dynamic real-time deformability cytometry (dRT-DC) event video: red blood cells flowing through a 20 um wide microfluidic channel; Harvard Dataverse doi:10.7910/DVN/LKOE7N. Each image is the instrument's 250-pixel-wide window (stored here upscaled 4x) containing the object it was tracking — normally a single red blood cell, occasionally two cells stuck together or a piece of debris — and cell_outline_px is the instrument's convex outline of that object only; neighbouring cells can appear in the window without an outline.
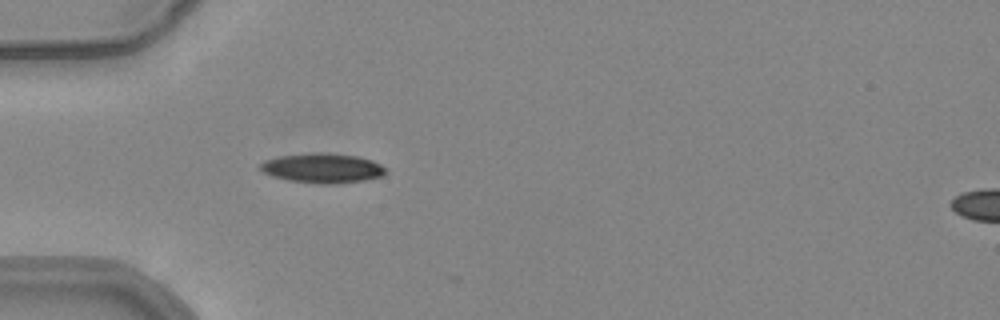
{"species": "common noctule bat (a hibernating species)", "species_latin": "Nyctalus noctula", "temperature_condition": "warm", "stored_images_in_passage": 4, "camera_frame_rate_fps": 3000, "um_per_image_px": 0.085, "animal": {"sex": "female", "body_mass_g": 24.6, "forearm_length_mm": 56.2}, "frame": {"image": 1, "passage_image": 1, "time_ms": 0.0, "image_size_px": [1000, 320], "cell_outline_px": [[388, 172], [384, 176], [364, 180], [336, 184], [320, 184], [288, 180], [272, 176], [256, 168], [264, 160], [280, 156], [312, 152], [320, 152], [356, 156], [372, 160], [388, 168]], "centroid_in_image_um": [27.43, 14.29], "position_along_channel_um": 57.6, "area_um2": 21.96}}